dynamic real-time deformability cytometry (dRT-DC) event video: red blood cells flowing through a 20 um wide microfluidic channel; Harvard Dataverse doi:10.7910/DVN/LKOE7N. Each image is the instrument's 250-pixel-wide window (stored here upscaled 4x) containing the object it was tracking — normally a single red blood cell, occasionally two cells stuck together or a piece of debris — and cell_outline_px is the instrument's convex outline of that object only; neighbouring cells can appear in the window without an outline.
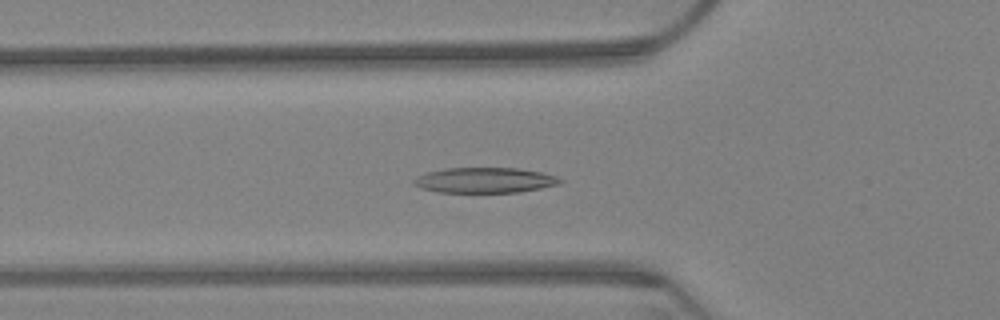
{"species": "Egyptian fruit bat (a non-hibernating species)", "species_latin": "Rousettus aegyptiacus", "temperature_condition": "warm", "stored_images_in_passage": 65, "camera_frame_rate_fps": 3000, "um_per_image_px": 0.085, "animal": {"sex": "female"}, "frame": {"image": 1, "passage_image": 23, "time_ms": 7.333, "image_size_px": [1000, 320], "cell_outline_px": [[564, 180], [560, 184], [520, 192], [436, 192], [420, 188], [412, 184], [412, 180], [416, 176], [428, 172], [448, 168], [516, 168], [544, 172], [556, 176]], "centroid_in_image_um": [41.2, 15.32], "position_along_channel_um": 84.6, "area_um2": 21.73}}
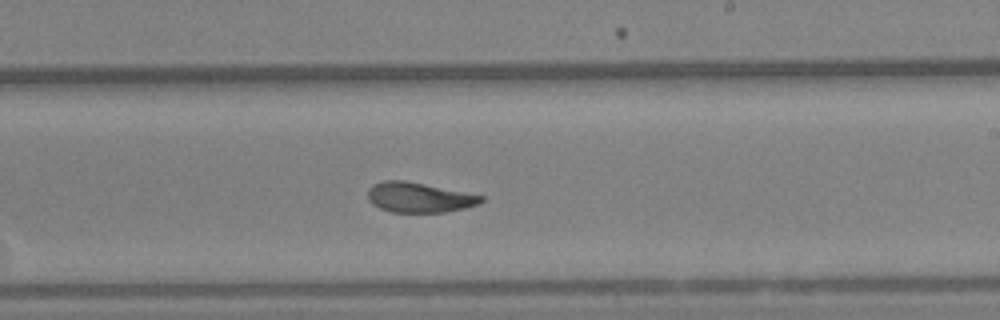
{"frame": {"image": 2, "passage_image": 39, "time_ms": 12.667, "image_size_px": [1000, 320], "cell_outline_px": [[484, 200], [480, 204], [464, 208], [444, 212], [392, 212], [380, 208], [372, 204], [368, 200], [368, 188], [372, 184], [384, 180], [404, 180], [484, 196]], "centroid_in_image_um": [35.59, 16.78], "position_along_channel_um": 253.4, "area_um2": 19.77}}
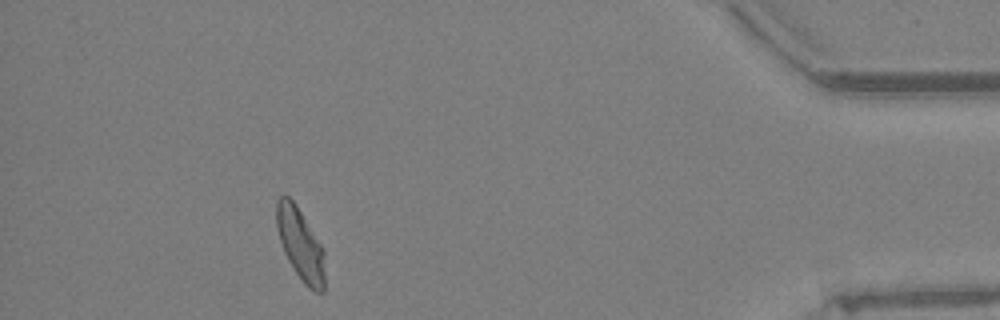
{"frame": {"image": 3, "passage_image": 59, "time_ms": 19.333, "image_size_px": [1000, 320], "cell_outline_px": [[324, 292], [316, 292], [308, 288], [304, 284], [288, 260], [284, 252], [280, 240], [276, 224], [276, 200], [280, 196], [288, 196], [296, 204], [324, 248]], "centroid_in_image_um": [25.54, 20.76], "position_along_channel_um": 409.7, "area_um2": 20.23}, "authors_computed_cell_mechanics": {"area_um2": 20.9814, "velocity_mm_per_s": 3.1688, "shape_relaxation_time_tau1_ms": 5.9241, "shape_relaxation_time_tau2_ms": 2.1172, "deformation_change_tau1": 0.1888, "deformation_change_tau2": 0.0813}}